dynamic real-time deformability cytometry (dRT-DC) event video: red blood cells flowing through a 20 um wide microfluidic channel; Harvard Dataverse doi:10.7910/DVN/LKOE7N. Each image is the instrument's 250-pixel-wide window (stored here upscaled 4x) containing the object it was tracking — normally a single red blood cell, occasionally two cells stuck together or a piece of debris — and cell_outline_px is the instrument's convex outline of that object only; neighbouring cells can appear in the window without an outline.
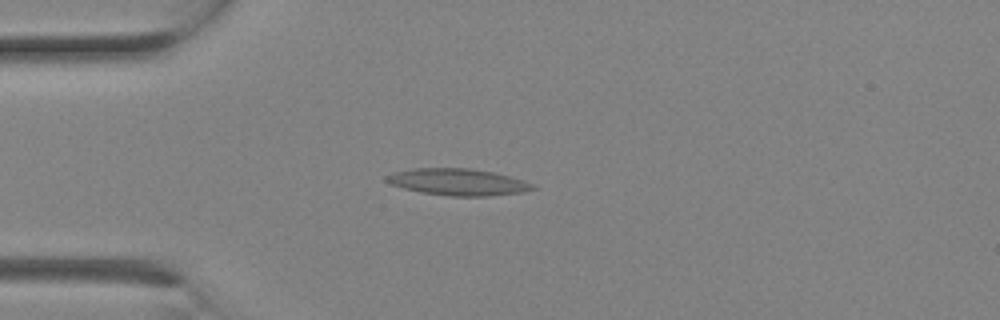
{"species": "Egyptian fruit bat (a non-hibernating species)", "species_latin": "Rousettus aegyptiacus", "temperature_condition": "room temperature", "stored_images_in_passage": 1, "camera_frame_rate_fps": 3000, "um_per_image_px": 0.085, "animal": {"sex": "female"}, "frame": {"image": 1, "passage_image": 1, "time_ms": 0.0, "image_size_px": [1000, 320], "cell_outline_px": [[536, 188], [524, 192], [488, 196], [448, 196], [420, 192], [404, 188], [392, 184], [384, 180], [384, 176], [392, 172], [412, 168], [468, 168], [492, 172], [524, 180], [532, 184]], "centroid_in_image_um": [38.88, 15.47], "position_along_channel_um": 46.1, "area_um2": 22.77}}